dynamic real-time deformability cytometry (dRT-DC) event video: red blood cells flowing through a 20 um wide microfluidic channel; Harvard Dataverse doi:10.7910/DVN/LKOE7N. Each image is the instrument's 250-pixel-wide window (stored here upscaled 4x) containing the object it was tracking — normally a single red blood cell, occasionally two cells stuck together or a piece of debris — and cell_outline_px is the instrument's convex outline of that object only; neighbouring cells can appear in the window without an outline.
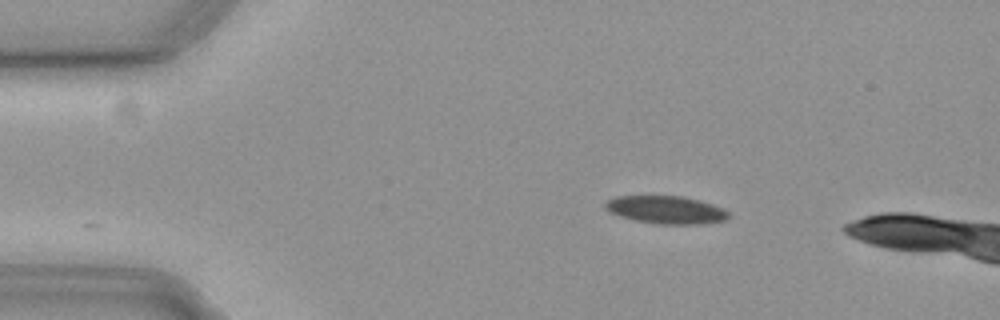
{"species": "common noctule bat (a hibernating species)", "species_latin": "Nyctalus noctula", "temperature_condition": "cold", "stored_images_in_passage": 6, "camera_frame_rate_fps": 3000, "um_per_image_px": 0.085, "animal": {"sex": "female", "body_mass_g": 19.3, "forearm_length_mm": 54.1}, "frame": {"image": 1, "passage_image": 1, "time_ms": 0.0, "image_size_px": [1000, 320], "cell_outline_px": [[732, 216], [724, 220], [696, 224], [656, 224], [636, 220], [620, 216], [604, 208], [604, 204], [608, 200], [616, 196], [680, 196], [712, 204], [724, 208]], "centroid_in_image_um": [56.62, 17.83], "position_along_channel_um": 28.4, "area_um2": 19.77}}